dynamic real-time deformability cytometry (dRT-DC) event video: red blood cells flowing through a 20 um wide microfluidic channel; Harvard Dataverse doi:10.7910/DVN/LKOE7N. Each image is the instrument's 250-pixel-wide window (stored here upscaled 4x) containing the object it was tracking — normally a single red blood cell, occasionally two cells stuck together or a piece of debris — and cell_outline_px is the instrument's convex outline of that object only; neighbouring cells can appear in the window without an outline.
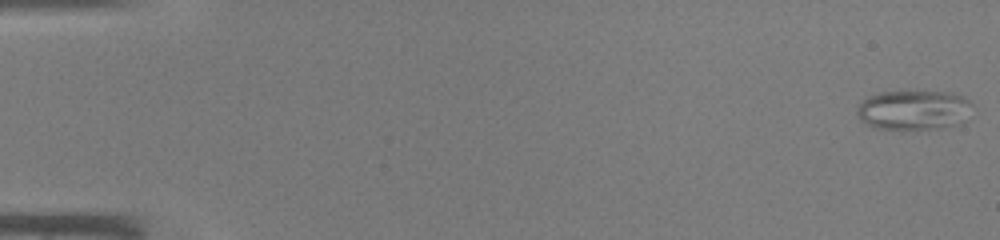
{"species": "common noctule bat (a hibernating species)", "species_latin": "Nyctalus noctula", "temperature_condition": "warm", "stored_images_in_passage": 44, "camera_frame_rate_fps": 3000, "um_per_image_px": 0.085, "animal": {"sex": "male", "body_mass_g": 19.0, "forearm_length_mm": 50.8}, "frame": {"image": 1, "passage_image": 1, "time_ms": 0.0, "image_size_px": [1000, 240], "cell_outline_px": [[972, 104], [960, 124], [936, 128], [876, 128], [860, 120], [856, 116], [856, 108], [864, 100], [880, 92], [944, 92], [960, 96], [968, 100]], "centroid_in_image_um": [77.61, 9.35], "position_along_channel_um": 7.4, "area_um2": 25.84}}
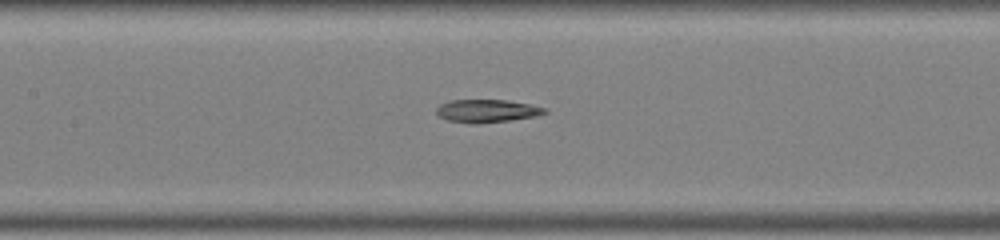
{"frame": {"image": 2, "passage_image": 22, "time_ms": 7.0, "image_size_px": [1000, 240], "cell_outline_px": [[548, 112], [536, 116], [512, 120], [476, 124], [472, 124], [448, 120], [440, 116], [436, 112], [436, 108], [440, 104], [452, 100], [508, 100], [528, 104], [544, 108]], "centroid_in_image_um": [41.38, 9.43], "position_along_channel_um": 166.0, "area_um2": 14.39}}
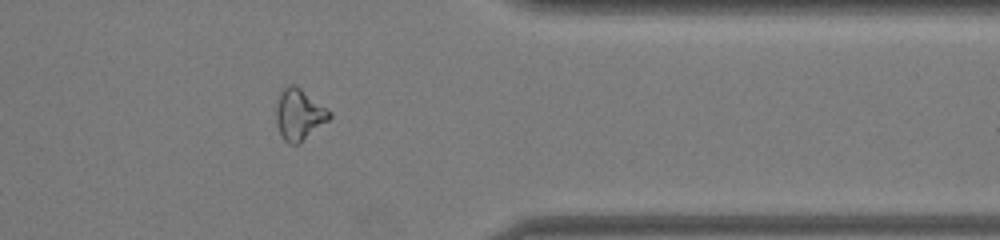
{"frame": {"image": 3, "passage_image": 37, "time_ms": 12.0, "image_size_px": [1000, 240], "cell_outline_px": [[332, 116], [328, 120], [300, 144], [288, 144], [284, 140], [280, 132], [276, 120], [276, 104], [280, 92], [288, 84], [296, 84], [332, 112]], "centroid_in_image_um": [25.43, 9.72], "position_along_channel_um": 386.0, "area_um2": 16.01}}